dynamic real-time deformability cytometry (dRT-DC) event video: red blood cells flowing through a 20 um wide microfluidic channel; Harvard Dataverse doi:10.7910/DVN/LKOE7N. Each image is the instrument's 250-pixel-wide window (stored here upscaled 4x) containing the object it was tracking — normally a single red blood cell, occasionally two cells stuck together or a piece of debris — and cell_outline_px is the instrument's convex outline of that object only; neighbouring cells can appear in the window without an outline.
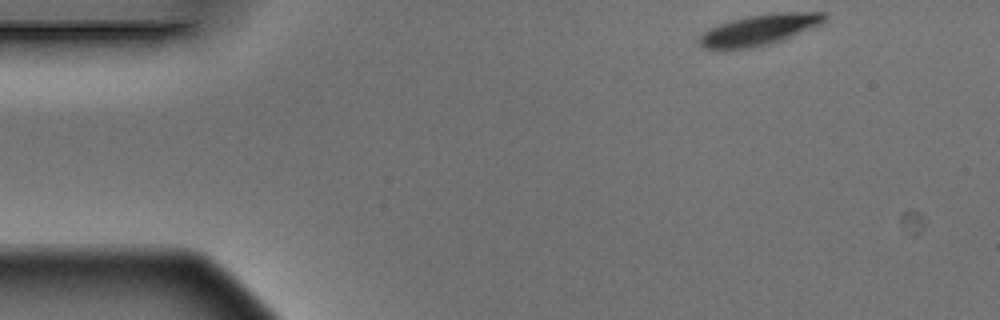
{"species": "Egyptian fruit bat (a non-hibernating species)", "species_latin": "Rousettus aegyptiacus", "temperature_condition": "warm", "stored_images_in_passage": 3, "camera_frame_rate_fps": 3000, "um_per_image_px": 0.085, "animal": {"sex": "male"}, "frame": {"image": 1, "passage_image": 1, "time_ms": 0.0, "image_size_px": [1000, 320], "cell_outline_px": [[828, 16], [820, 24], [780, 40], [768, 44], [748, 48], [704, 48], [696, 40], [708, 28], [732, 20], [748, 16], [772, 12], [824, 12]], "centroid_in_image_um": [64.52, 2.51], "position_along_channel_um": 20.5, "area_um2": 21.96}}
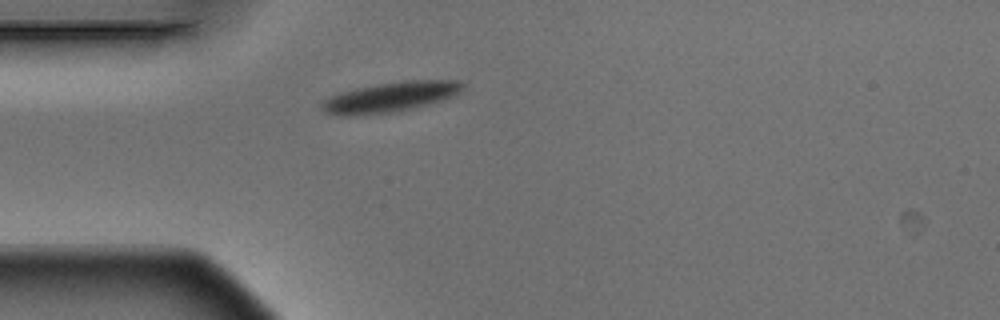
{"frame": {"image": 2, "passage_image": 3, "time_ms": 0.667, "image_size_px": [1000, 320], "cell_outline_px": [[464, 88], [460, 92], [444, 100], [396, 112], [360, 116], [344, 116], [324, 112], [320, 108], [320, 104], [324, 100], [332, 96], [344, 92], [360, 88], [380, 84], [404, 80], [460, 80], [464, 84]], "centroid_in_image_um": [33.21, 8.26], "position_along_channel_um": 51.8, "area_um2": 24.62}}